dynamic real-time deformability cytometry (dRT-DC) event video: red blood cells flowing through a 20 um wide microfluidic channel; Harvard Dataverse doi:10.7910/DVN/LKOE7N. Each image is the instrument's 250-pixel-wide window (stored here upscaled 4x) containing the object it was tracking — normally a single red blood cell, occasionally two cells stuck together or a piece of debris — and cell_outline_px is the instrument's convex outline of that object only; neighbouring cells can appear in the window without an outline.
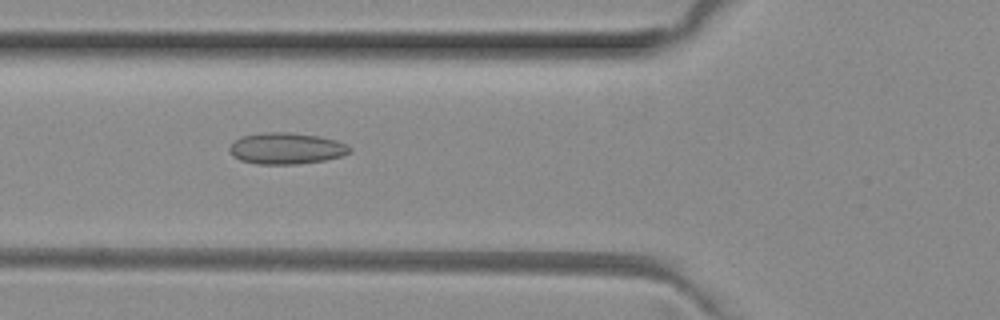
{"species": "common noctule bat (a hibernating species)", "species_latin": "Nyctalus noctula", "temperature_condition": "room temperature", "stored_images_in_passage": 8, "camera_frame_rate_fps": 3000, "um_per_image_px": 0.085, "animal": {"sex": "female", "body_mass_g": 29.2, "forearm_length_mm": 56.3}, "frame": {"image": 1, "passage_image": 7, "time_ms": 2.0, "image_size_px": [1000, 320], "cell_outline_px": [[352, 148], [348, 152], [340, 156], [324, 160], [296, 164], [256, 164], [240, 160], [232, 156], [228, 148], [240, 136], [264, 132], [288, 132], [320, 136], [336, 140]], "centroid_in_image_um": [24.29, 12.61], "position_along_channel_um": 101.5, "area_um2": 21.91}}
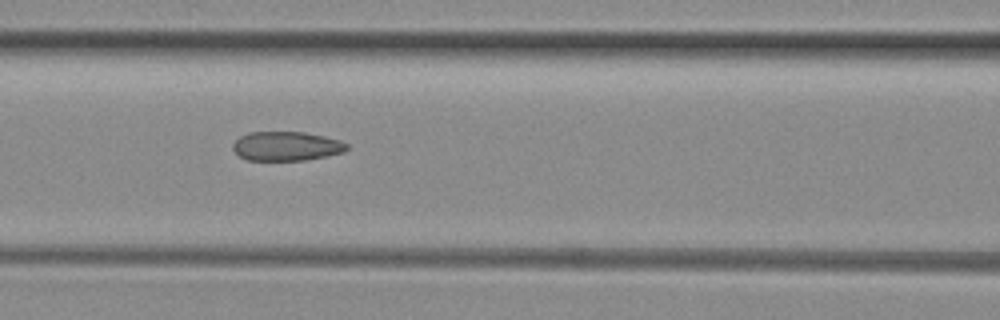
{"frame": {"image": 2, "passage_image": 8, "time_ms": 2.333, "image_size_px": [1000, 320], "cell_outline_px": [[348, 148], [344, 152], [328, 156], [304, 160], [248, 160], [240, 156], [232, 148], [232, 144], [240, 136], [248, 132], [304, 132], [324, 136], [340, 140], [348, 144]], "centroid_in_image_um": [24.36, 12.42], "position_along_channel_um": 142.2, "area_um2": 19.42}}